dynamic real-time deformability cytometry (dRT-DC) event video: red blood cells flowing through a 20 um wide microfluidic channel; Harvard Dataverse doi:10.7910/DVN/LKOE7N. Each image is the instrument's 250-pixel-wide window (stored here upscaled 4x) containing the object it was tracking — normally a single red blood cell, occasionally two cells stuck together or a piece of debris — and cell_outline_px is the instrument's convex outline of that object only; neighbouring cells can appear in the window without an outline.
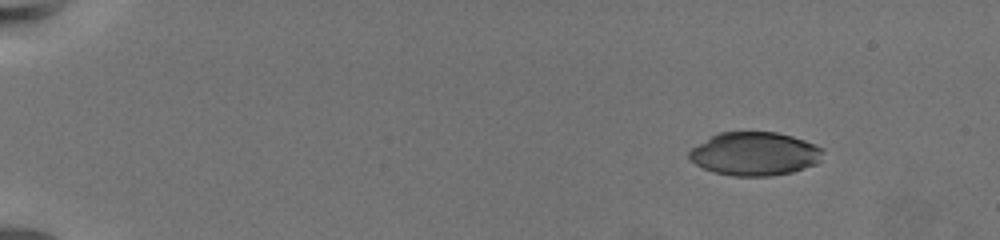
{"species": "common noctule bat (a hibernating species)", "species_latin": "Nyctalus noctula", "temperature_condition": "warm", "stored_images_in_passage": 57, "camera_frame_rate_fps": 3000, "um_per_image_px": 0.085, "animal": {"sex": "female", "body_mass_g": 19.5, "forearm_length_mm": 54.1}, "frame": {"image": 1, "passage_image": 1, "time_ms": 0.0, "image_size_px": [1000, 240], "cell_outline_px": [[824, 152], [820, 160], [816, 164], [792, 172], [772, 176], [732, 176], [716, 172], [704, 168], [696, 164], [688, 156], [688, 152], [692, 148], [712, 136], [720, 132], [776, 132], [792, 136], [804, 140], [824, 148]], "centroid_in_image_um": [64.19, 13.08], "position_along_channel_um": 20.8, "area_um2": 33.76}}